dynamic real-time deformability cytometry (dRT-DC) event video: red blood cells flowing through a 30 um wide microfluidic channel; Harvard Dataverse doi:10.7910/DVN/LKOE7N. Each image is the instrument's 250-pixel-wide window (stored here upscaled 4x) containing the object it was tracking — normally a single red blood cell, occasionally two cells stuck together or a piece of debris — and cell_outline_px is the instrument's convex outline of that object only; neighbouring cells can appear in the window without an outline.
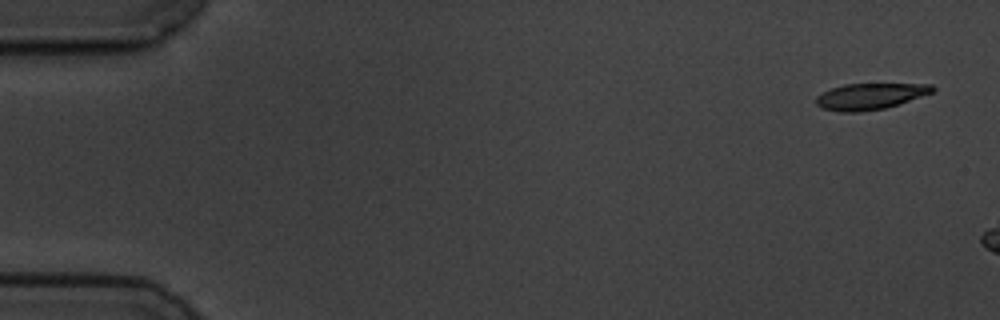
{"species": "common noctule bat (a hibernating species)", "species_latin": "Nyctalus noctula", "temperature_condition": "cold", "stored_images_in_passage": 7, "segment_of_instrument_passage": [2, 2], "camera_frame_rate_fps": 3000, "um_per_image_px": 0.085, "animal": {"sex": "male", "body_mass_g": 19.5, "forearm_length_mm": 54.6}, "frame": {"image": 1, "passage_image": 7, "time_ms": 7.0, "image_size_px": [1000, 320], "cell_outline_px": [[936, 88], [932, 92], [884, 108], [860, 112], [840, 112], [820, 108], [816, 104], [816, 96], [832, 88], [844, 84], [932, 84]], "centroid_in_image_um": [73.9, 8.19], "position_along_channel_um": 11.1, "area_um2": 17.51}}